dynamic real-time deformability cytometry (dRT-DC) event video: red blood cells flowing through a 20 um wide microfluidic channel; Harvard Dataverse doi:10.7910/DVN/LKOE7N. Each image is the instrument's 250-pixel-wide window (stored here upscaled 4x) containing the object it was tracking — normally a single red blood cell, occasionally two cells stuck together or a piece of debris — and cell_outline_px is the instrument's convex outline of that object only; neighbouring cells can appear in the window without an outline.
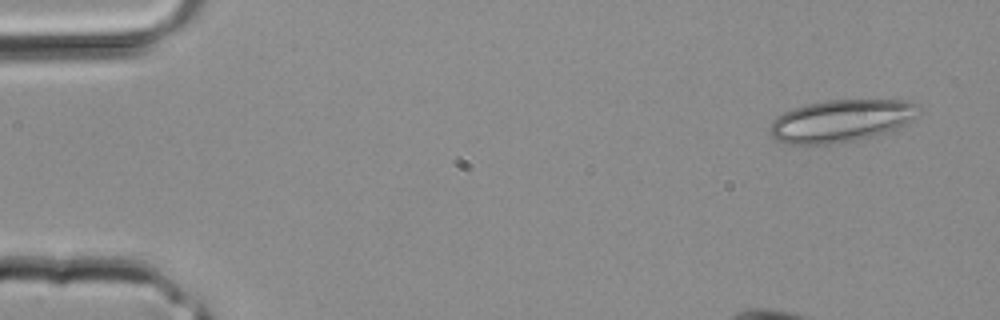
{"species": "common noctule bat (a hibernating species)", "species_latin": "Nyctalus noctula", "temperature_condition": "room temperature", "stored_images_in_passage": 2, "camera_frame_rate_fps": 3000, "um_per_image_px": 0.085, "animal": {"sex": "male", "body_mass_g": 20.4}, "frame": {"image": 1, "passage_image": 1, "time_ms": 0.0, "image_size_px": [1000, 320], "cell_outline_px": [[920, 104], [916, 116], [912, 120], [900, 128], [888, 132], [856, 140], [828, 144], [788, 144], [776, 140], [768, 132], [768, 128], [772, 120], [776, 116], [792, 108], [808, 104], [828, 100], [908, 100]], "centroid_in_image_um": [71.49, 10.27], "position_along_channel_um": 13.5, "area_um2": 36.99}}